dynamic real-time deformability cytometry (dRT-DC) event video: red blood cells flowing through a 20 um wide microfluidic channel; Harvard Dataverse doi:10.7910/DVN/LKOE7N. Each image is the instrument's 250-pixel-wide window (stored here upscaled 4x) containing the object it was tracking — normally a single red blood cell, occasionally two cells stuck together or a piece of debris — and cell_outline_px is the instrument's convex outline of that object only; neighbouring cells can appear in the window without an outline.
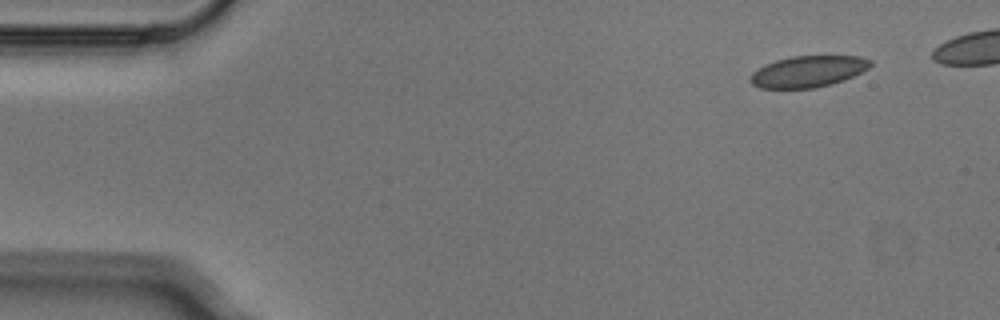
{"species": "Egyptian fruit bat (a non-hibernating species)", "species_latin": "Rousettus aegyptiacus", "temperature_condition": "cold", "stored_images_in_passage": 5, "camera_frame_rate_fps": 3000, "um_per_image_px": 0.085, "animal": {"sex": "male"}, "frame": {"image": 1, "passage_image": 1, "time_ms": 0.0, "image_size_px": [1000, 320], "cell_outline_px": [[872, 64], [868, 68], [844, 80], [832, 84], [816, 88], [760, 88], [752, 84], [752, 72], [764, 64], [776, 60], [792, 56], [860, 56], [872, 60]], "centroid_in_image_um": [68.7, 6.07], "position_along_channel_um": 16.3, "area_um2": 21.85}}